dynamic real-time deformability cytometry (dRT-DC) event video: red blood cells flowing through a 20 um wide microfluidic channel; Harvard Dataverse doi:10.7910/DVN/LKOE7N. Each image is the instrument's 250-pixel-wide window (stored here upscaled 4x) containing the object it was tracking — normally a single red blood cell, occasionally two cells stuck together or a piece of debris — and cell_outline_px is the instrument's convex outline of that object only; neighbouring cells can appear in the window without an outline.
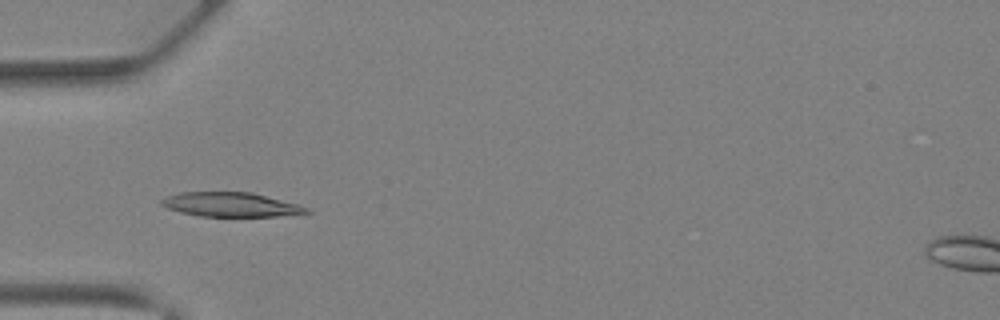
{"species": "Egyptian fruit bat (a non-hibernating species)", "species_latin": "Rousettus aegyptiacus", "temperature_condition": "warm", "stored_images_in_passage": 28, "camera_frame_rate_fps": 3000, "um_per_image_px": 0.085, "animal": {"sex": "female"}, "frame": {"image": 1, "passage_image": 1, "time_ms": 0.0, "image_size_px": [1000, 320], "cell_outline_px": [[312, 212], [276, 216], [200, 216], [180, 212], [168, 208], [160, 204], [160, 200], [168, 196], [180, 192], [252, 192], [300, 204], [308, 208]], "centroid_in_image_um": [19.64, 17.38], "position_along_channel_um": 65.4, "area_um2": 20.52}}
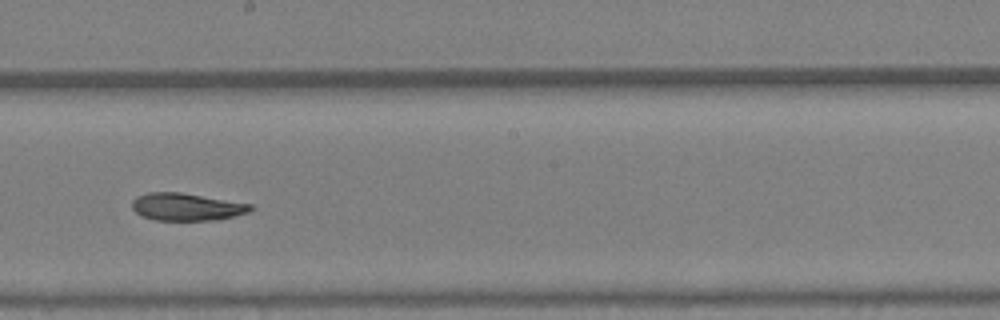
{"frame": {"image": 2, "passage_image": 11, "time_ms": 3.333, "image_size_px": [1000, 320], "cell_outline_px": [[256, 208], [248, 212], [216, 220], [156, 220], [140, 216], [132, 208], [132, 200], [136, 196], [148, 192], [180, 192], [252, 204]], "centroid_in_image_um": [15.84, 17.58], "position_along_channel_um": 232.4, "area_um2": 19.02}}
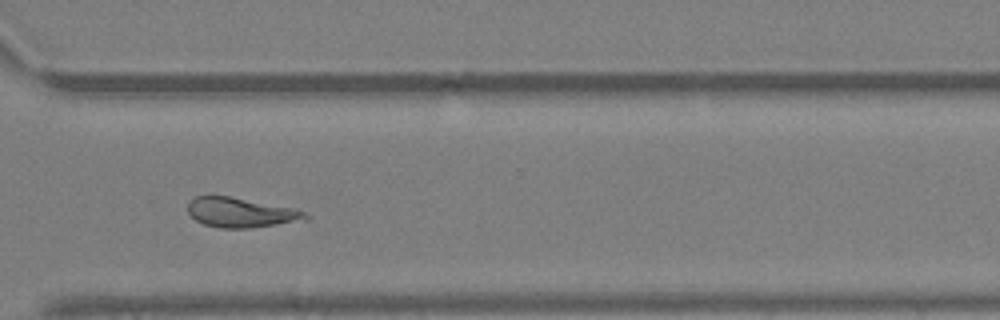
{"frame": {"image": 3, "passage_image": 18, "time_ms": 5.667, "image_size_px": [1000, 320], "cell_outline_px": [[312, 216], [308, 220], [248, 228], [220, 228], [204, 224], [196, 220], [188, 212], [188, 200], [196, 196], [228, 196], [296, 208]], "centroid_in_image_um": [20.51, 18.06], "position_along_channel_um": 350.1, "area_um2": 20.46}}